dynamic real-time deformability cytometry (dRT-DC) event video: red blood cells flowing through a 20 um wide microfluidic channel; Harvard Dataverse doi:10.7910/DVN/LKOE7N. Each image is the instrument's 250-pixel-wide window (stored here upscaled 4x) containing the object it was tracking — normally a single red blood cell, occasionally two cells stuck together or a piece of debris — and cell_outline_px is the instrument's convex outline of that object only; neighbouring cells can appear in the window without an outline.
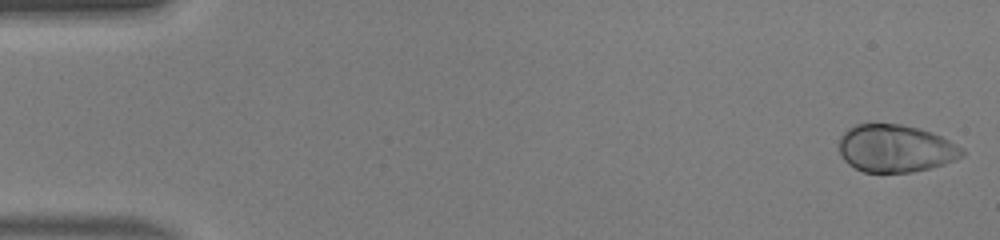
{"species": "human", "species_latin": "Homo sapiens", "temperature_condition": "warm", "stored_images_in_passage": 46, "camera_frame_rate_fps": 3000, "um_per_image_px": 0.085, "donor": {"sex": "male"}, "frame": {"image": 1, "passage_image": 1, "time_ms": 0.0, "image_size_px": [1000, 240], "cell_outline_px": [[964, 156], [944, 164], [932, 168], [912, 172], [864, 172], [848, 164], [844, 160], [840, 152], [840, 136], [848, 128], [856, 124], [900, 124], [920, 128], [932, 132], [964, 148]], "centroid_in_image_um": [76.14, 12.62], "position_along_channel_um": 8.9, "area_um2": 34.16}}
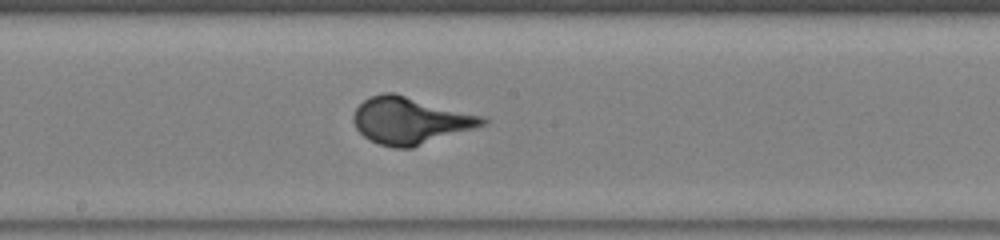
{"frame": {"image": 2, "passage_image": 25, "time_ms": 8.0, "image_size_px": [1000, 240], "cell_outline_px": [[488, 124], [412, 148], [396, 148], [380, 144], [368, 140], [356, 128], [352, 120], [352, 116], [356, 108], [364, 100], [372, 96], [384, 92], [392, 92], [484, 116], [488, 120]], "centroid_in_image_um": [34.88, 10.25], "position_along_channel_um": 213.3, "area_um2": 35.26}}
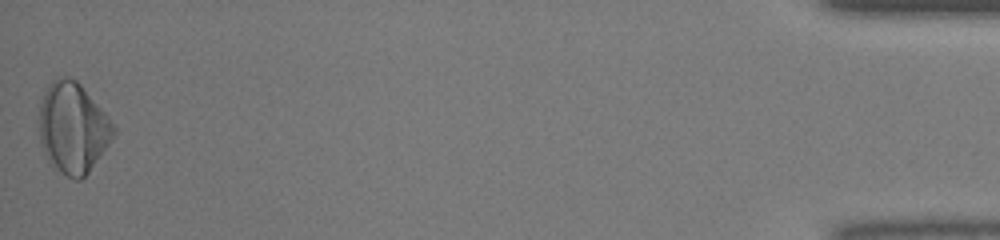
{"frame": {"image": 3, "passage_image": 46, "time_ms": 15.0, "image_size_px": [1000, 240], "cell_outline_px": [[116, 132], [112, 140], [88, 172], [80, 180], [76, 180], [60, 172], [48, 160], [40, 144], [40, 100], [48, 84], [52, 80], [60, 76], [68, 76], [76, 80], [80, 84], [108, 116], [116, 128]], "centroid_in_image_um": [6.19, 10.85], "position_along_channel_um": 429.0, "area_um2": 39.13}}